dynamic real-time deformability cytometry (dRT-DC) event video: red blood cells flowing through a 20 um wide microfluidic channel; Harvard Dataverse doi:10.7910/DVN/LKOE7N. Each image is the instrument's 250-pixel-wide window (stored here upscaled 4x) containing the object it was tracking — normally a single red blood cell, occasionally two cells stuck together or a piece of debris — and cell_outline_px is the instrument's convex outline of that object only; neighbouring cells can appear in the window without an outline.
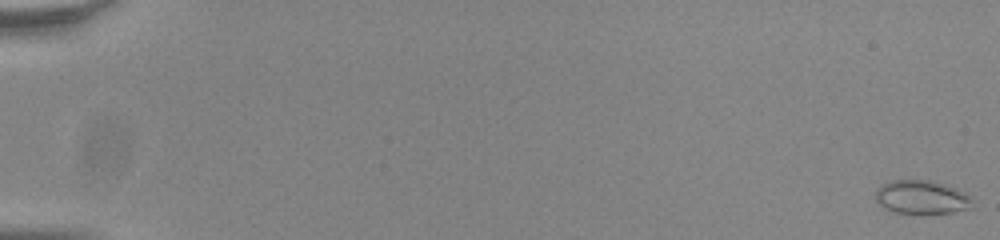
{"species": "common noctule bat (a hibernating species)", "species_latin": "Nyctalus noctula", "temperature_condition": "room temperature", "stored_images_in_passage": 56, "camera_frame_rate_fps": 3000, "um_per_image_px": 0.085, "animal": {"sex": "male", "body_mass_g": 20.0, "forearm_length_mm": 53.3}, "frame": {"image": 1, "passage_image": 1, "time_ms": 0.0, "image_size_px": [1000, 240], "cell_outline_px": [[972, 208], [952, 212], [924, 216], [892, 212], [884, 208], [876, 200], [876, 188], [880, 184], [892, 180], [932, 180], [948, 184], [964, 192], [968, 196]], "centroid_in_image_um": [78.3, 16.79], "position_along_channel_um": 6.7, "area_um2": 19.65}}
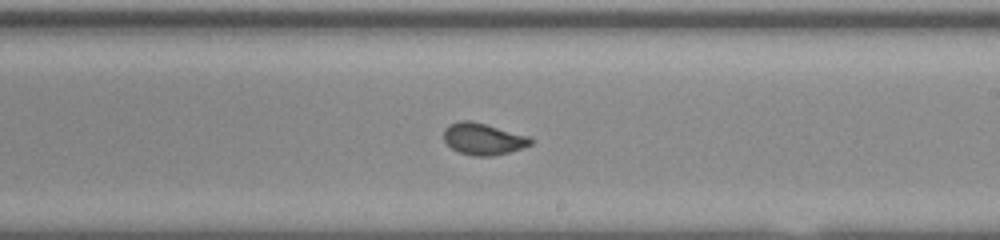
{"frame": {"image": 2, "passage_image": 35, "time_ms": 11.333, "image_size_px": [1000, 240], "cell_outline_px": [[536, 140], [532, 144], [508, 152], [492, 156], [472, 156], [460, 152], [452, 148], [444, 140], [444, 128], [448, 124], [460, 120], [472, 120], [528, 136]], "centroid_in_image_um": [41.06, 11.8], "position_along_channel_um": 247.9, "area_um2": 16.07}}
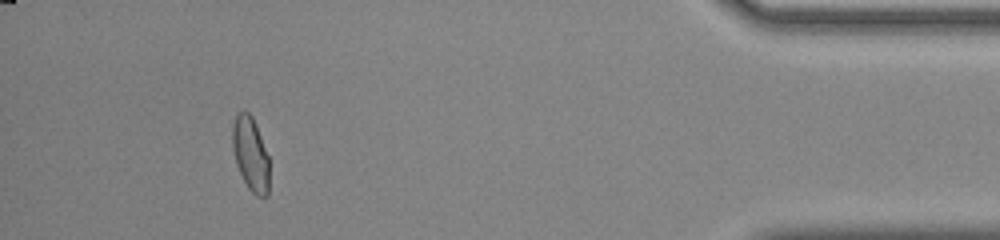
{"frame": {"image": 3, "passage_image": 52, "time_ms": 17.0, "image_size_px": [1000, 240], "cell_outline_px": [[268, 196], [256, 196], [248, 188], [236, 164], [232, 148], [232, 124], [236, 112], [244, 108], [252, 116], [268, 156]], "centroid_in_image_um": [21.26, 13.03], "position_along_channel_um": 413.9, "area_um2": 15.9}, "authors_computed_cell_mechanics": {"area_um2": 16.5019, "velocity_mm_per_s": 3.836, "shape_relaxation_time_tau1_ms": 5.9168, "shape_relaxation_time_tau2_ms": null, "deformation_change_tau1": 0.1317, "deformation_change_tau2": null}}